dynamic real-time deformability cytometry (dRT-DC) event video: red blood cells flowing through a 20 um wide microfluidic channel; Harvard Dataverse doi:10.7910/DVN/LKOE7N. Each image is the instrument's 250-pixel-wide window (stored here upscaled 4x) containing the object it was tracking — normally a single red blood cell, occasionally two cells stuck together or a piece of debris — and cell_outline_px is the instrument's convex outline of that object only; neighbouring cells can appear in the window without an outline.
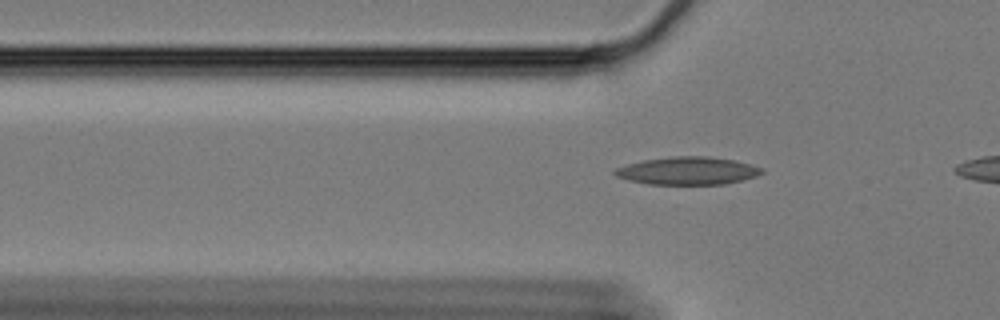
{"species": "Egyptian fruit bat (a non-hibernating species)", "species_latin": "Rousettus aegyptiacus", "temperature_condition": "cold", "stored_images_in_passage": 5, "camera_frame_rate_fps": 3000, "um_per_image_px": 0.085, "animal": {"sex": "female"}, "frame": {"image": 1, "passage_image": 2, "time_ms": 0.333, "image_size_px": [1000, 320], "cell_outline_px": [[764, 172], [756, 176], [724, 184], [648, 184], [628, 180], [616, 176], [612, 172], [616, 168], [628, 164], [644, 160], [672, 156], [708, 156], [736, 160], [764, 168]], "centroid_in_image_um": [58.46, 14.51], "position_along_channel_um": 67.3, "area_um2": 23.76}}